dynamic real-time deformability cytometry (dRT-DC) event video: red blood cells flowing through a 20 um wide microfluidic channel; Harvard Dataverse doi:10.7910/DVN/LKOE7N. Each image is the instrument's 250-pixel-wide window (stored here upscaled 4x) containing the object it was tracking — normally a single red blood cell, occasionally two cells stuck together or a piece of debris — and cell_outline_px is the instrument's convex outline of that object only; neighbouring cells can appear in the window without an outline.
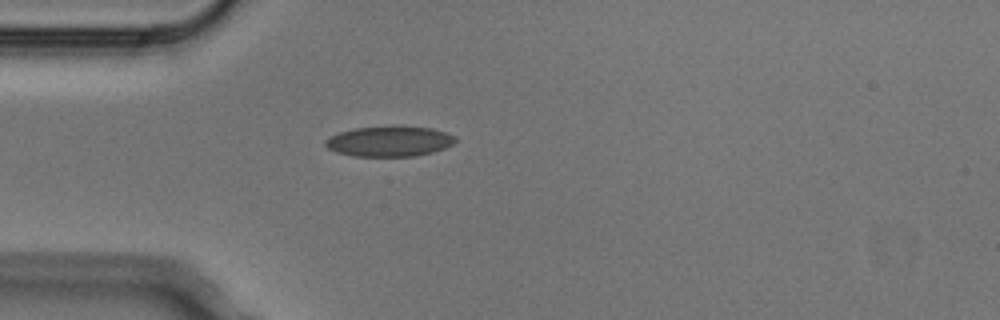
{"species": "Egyptian fruit bat (a non-hibernating species)", "species_latin": "Rousettus aegyptiacus", "temperature_condition": "cold", "stored_images_in_passage": 4, "camera_frame_rate_fps": 3000, "um_per_image_px": 0.085, "animal": {"sex": "male"}, "frame": {"image": 1, "passage_image": 4, "time_ms": 1.0, "image_size_px": [1000, 320], "cell_outline_px": [[456, 140], [452, 144], [444, 148], [432, 152], [416, 156], [352, 156], [336, 152], [328, 148], [324, 144], [324, 140], [340, 132], [356, 128], [432, 128], [456, 136]], "centroid_in_image_um": [33.08, 12.05], "position_along_channel_um": 51.9, "area_um2": 22.25}}